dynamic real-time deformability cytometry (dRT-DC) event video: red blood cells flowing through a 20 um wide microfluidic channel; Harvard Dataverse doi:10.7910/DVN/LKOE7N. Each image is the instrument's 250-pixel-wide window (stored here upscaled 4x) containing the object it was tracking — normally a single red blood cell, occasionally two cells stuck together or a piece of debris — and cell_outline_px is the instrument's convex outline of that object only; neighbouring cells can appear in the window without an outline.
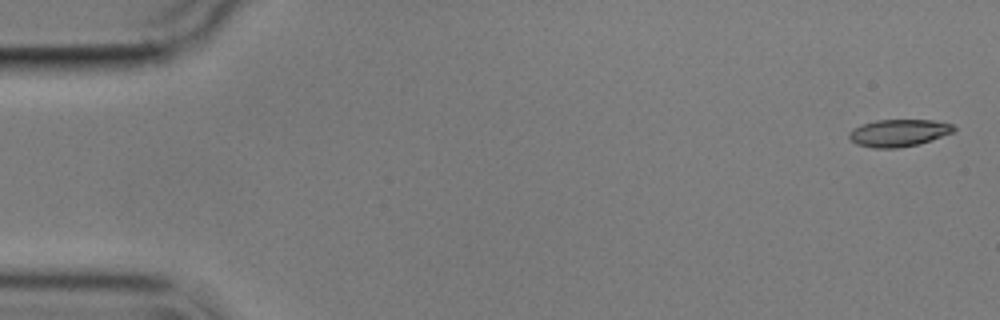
{"species": "common noctule bat (a hibernating species)", "species_latin": "Nyctalus noctula", "temperature_condition": "cold", "stored_images_in_passage": 5, "camera_frame_rate_fps": 3000, "um_per_image_px": 0.085, "animal": {"sex": "male", "body_mass_g": 17.9}, "frame": {"image": 1, "passage_image": 1, "time_ms": 0.0, "image_size_px": [1000, 320], "cell_outline_px": [[956, 132], [932, 140], [916, 144], [896, 148], [872, 148], [856, 144], [848, 136], [848, 132], [852, 128], [860, 124], [876, 120], [932, 120], [952, 124], [956, 128]], "centroid_in_image_um": [76.38, 11.29], "position_along_channel_um": 8.6, "area_um2": 16.76}}
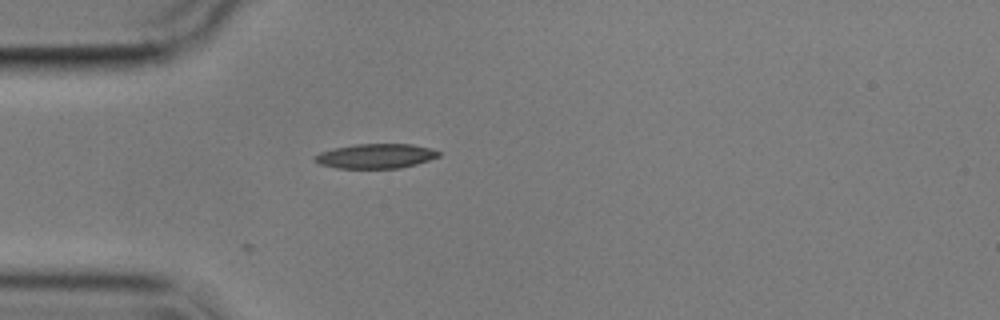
{"frame": {"image": 2, "passage_image": 5, "time_ms": 4.667, "image_size_px": [1000, 320], "cell_outline_px": [[440, 156], [416, 164], [400, 168], [336, 168], [320, 164], [312, 160], [312, 156], [320, 152], [332, 148], [356, 144], [412, 144], [428, 148], [440, 152]], "centroid_in_image_um": [31.87, 13.26], "position_along_channel_um": 53.1, "area_um2": 17.8}}